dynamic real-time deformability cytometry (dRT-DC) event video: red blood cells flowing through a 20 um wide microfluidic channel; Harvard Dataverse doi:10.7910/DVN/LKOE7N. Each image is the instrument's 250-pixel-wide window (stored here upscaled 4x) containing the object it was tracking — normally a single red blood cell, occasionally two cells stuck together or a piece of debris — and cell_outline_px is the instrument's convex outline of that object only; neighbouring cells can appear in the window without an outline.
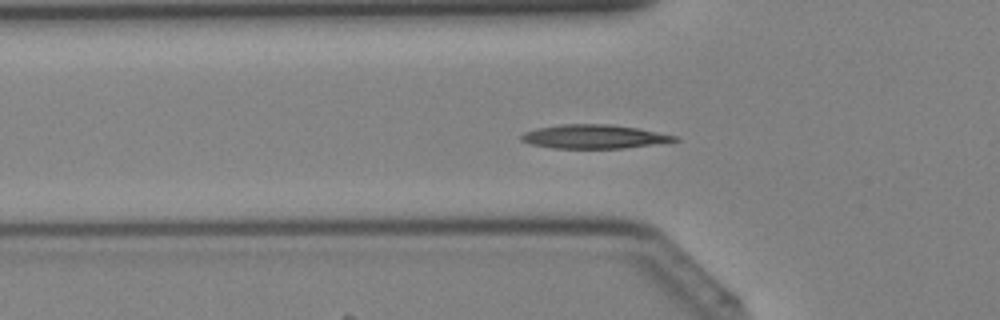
{"species": "Egyptian fruit bat (a non-hibernating species)", "species_latin": "Rousettus aegyptiacus", "temperature_condition": "cold", "stored_images_in_passage": 39, "camera_frame_rate_fps": 3000, "um_per_image_px": 0.085, "animal": {"sex": "female"}, "frame": {"image": 1, "passage_image": 12, "time_ms": 3.667, "image_size_px": [1000, 320], "cell_outline_px": [[680, 140], [624, 148], [552, 148], [532, 144], [520, 140], [520, 136], [524, 132], [536, 128], [560, 124], [608, 124], [636, 128], [676, 136]], "centroid_in_image_um": [50.42, 11.61], "position_along_channel_um": 75.4, "area_um2": 21.04}}
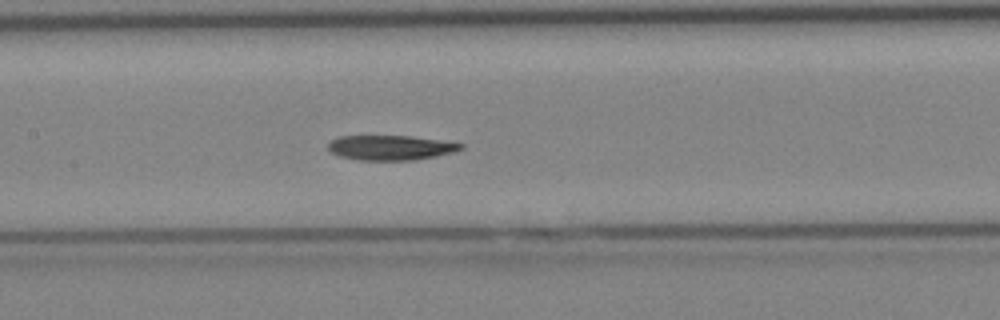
{"frame": {"image": 2, "passage_image": 18, "time_ms": 5.667, "image_size_px": [1000, 320], "cell_outline_px": [[464, 148], [452, 152], [436, 156], [412, 160], [360, 160], [340, 156], [332, 152], [328, 148], [328, 144], [332, 140], [340, 136], [408, 136], [464, 144]], "centroid_in_image_um": [33.18, 12.55], "position_along_channel_um": 174.2, "area_um2": 18.84}}
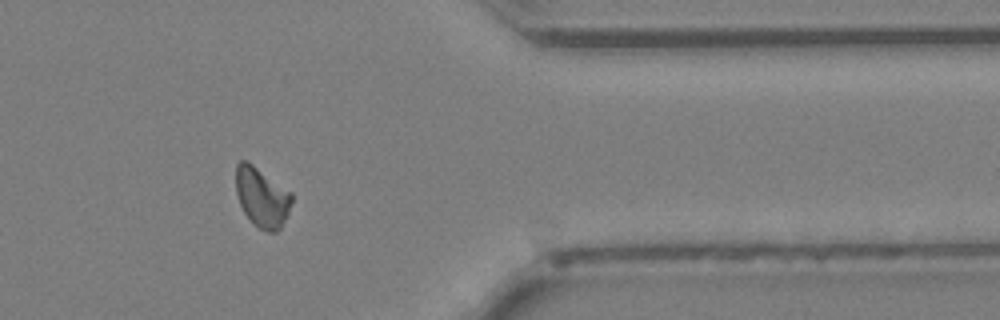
{"frame": {"image": 3, "passage_image": 32, "time_ms": 10.333, "image_size_px": [1000, 320], "cell_outline_px": [[292, 200], [288, 216], [280, 228], [276, 232], [268, 232], [252, 224], [244, 212], [240, 204], [236, 192], [236, 164], [240, 160], [248, 160], [292, 192]], "centroid_in_image_um": [22.27, 16.75], "position_along_channel_um": 389.1, "area_um2": 19.71}}